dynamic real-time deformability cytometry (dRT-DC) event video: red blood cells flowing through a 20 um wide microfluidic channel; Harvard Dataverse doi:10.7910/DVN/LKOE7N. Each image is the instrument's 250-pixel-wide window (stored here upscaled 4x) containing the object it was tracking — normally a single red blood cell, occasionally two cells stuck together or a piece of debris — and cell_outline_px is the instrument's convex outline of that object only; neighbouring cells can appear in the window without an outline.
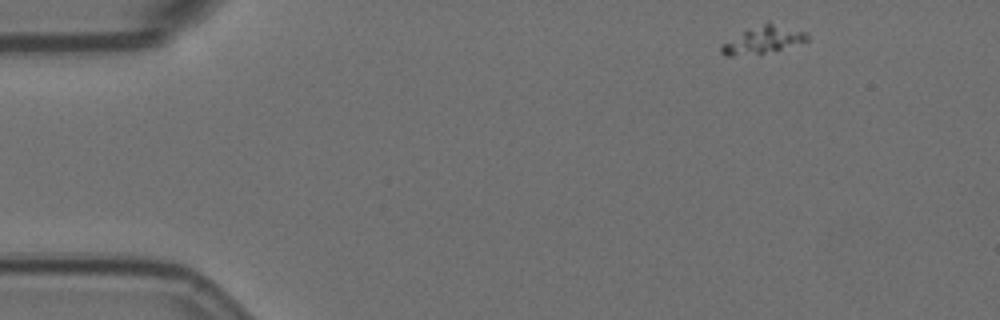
{"species": "Egyptian fruit bat (a non-hibernating species)", "species_latin": "Rousettus aegyptiacus", "temperature_condition": "room temperature", "stored_images_in_passage": 53, "camera_frame_rate_fps": 3000, "um_per_image_px": 0.085, "animal": {"sex": "female"}, "frame": {"image": 1, "passage_image": 1, "time_ms": 0.0, "image_size_px": [1000, 320], "cell_outline_px": [[808, 40], [780, 48], [764, 52], [732, 56], [728, 56], [720, 52], [720, 44], [768, 20], [804, 32], [808, 36]], "centroid_in_image_um": [64.83, 3.36], "position_along_channel_um": 20.2, "area_um2": 13.06}}
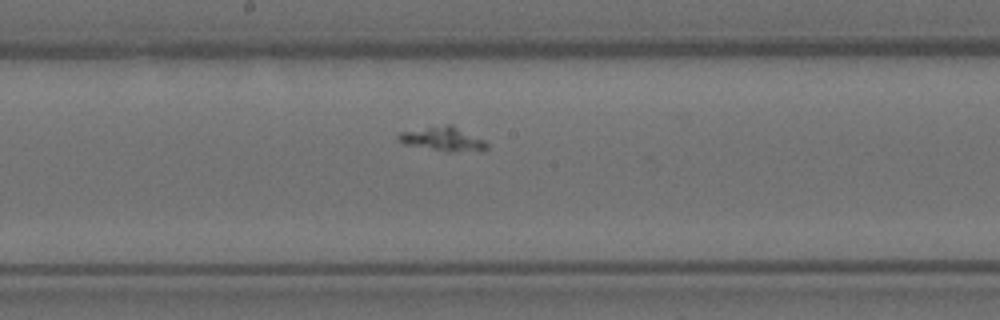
{"frame": {"image": 2, "passage_image": 25, "time_ms": 8.0, "image_size_px": [1000, 320], "cell_outline_px": [[488, 148], [484, 152], [448, 152], [404, 144], [396, 136], [400, 132], [448, 124], [452, 124], [484, 140], [488, 144]], "centroid_in_image_um": [37.74, 11.84], "position_along_channel_um": 210.5, "area_um2": 12.54}}
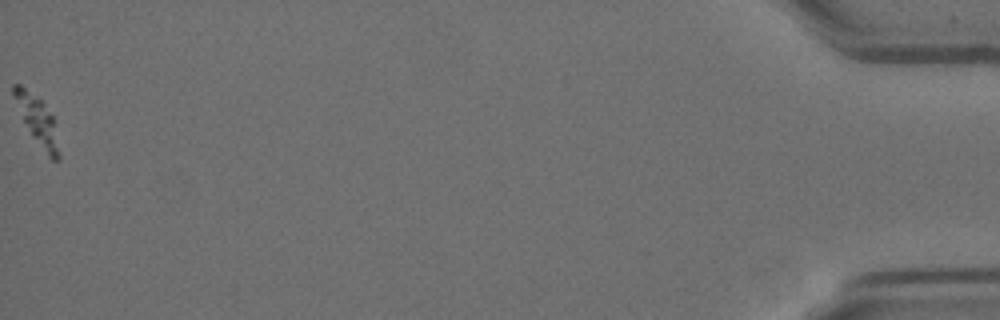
{"frame": {"image": 3, "passage_image": 53, "time_ms": 17.333, "image_size_px": [1000, 320], "cell_outline_px": [[60, 160], [52, 160], [48, 156], [32, 136], [24, 120], [12, 92], [12, 84], [20, 84], [40, 100], [44, 104], [52, 116], [60, 156]], "centroid_in_image_um": [3.19, 10.25], "position_along_channel_um": 432.0, "area_um2": 11.96}}